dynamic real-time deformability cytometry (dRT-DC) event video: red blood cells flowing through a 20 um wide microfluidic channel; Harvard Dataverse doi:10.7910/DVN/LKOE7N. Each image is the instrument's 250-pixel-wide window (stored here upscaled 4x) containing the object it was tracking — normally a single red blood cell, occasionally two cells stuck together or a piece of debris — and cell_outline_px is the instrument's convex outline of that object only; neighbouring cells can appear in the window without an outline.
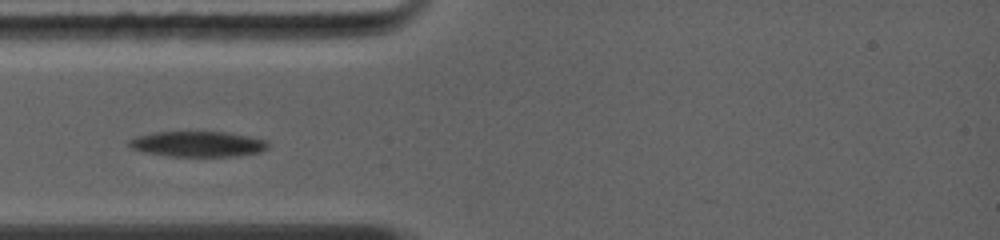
{"species": "common noctule bat (a hibernating species)", "species_latin": "Nyctalus noctula", "temperature_condition": "warm", "stored_images_in_passage": 6, "camera_frame_rate_fps": 5000, "um_per_image_px": 0.085, "animal": {"sex": "female", "body_mass_g": 19.0, "forearm_length_mm": 56.7}, "frame": {"image": 1, "passage_image": 2, "time_ms": 0.8, "image_size_px": [1000, 240], "cell_outline_px": [[268, 148], [260, 152], [232, 156], [168, 156], [144, 152], [132, 148], [128, 144], [128, 140], [136, 136], [152, 132], [232, 132], [268, 140]], "centroid_in_image_um": [16.82, 12.23], "position_along_channel_um": 68.2, "area_um2": 20.75}}
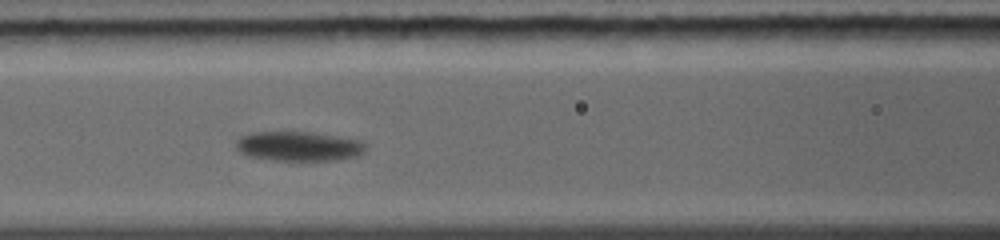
{"frame": {"image": 2, "passage_image": 4, "time_ms": 2.6, "image_size_px": [1000, 240], "cell_outline_px": [[368, 144], [364, 152], [356, 156], [340, 160], [272, 160], [248, 156], [240, 152], [236, 148], [236, 140], [240, 136], [252, 132], [308, 132], [336, 136], [360, 140]], "centroid_in_image_um": [25.39, 12.43], "position_along_channel_um": 141.2, "area_um2": 22.43}}
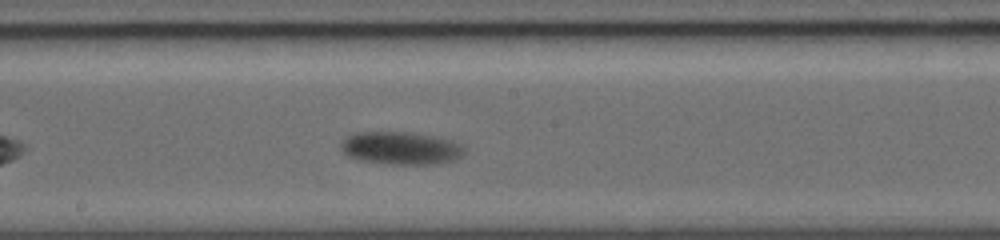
{"frame": {"image": 3, "passage_image": 6, "time_ms": 4.4, "image_size_px": [1000, 240], "cell_outline_px": [[464, 152], [456, 160], [428, 164], [384, 164], [356, 160], [348, 156], [340, 148], [340, 144], [348, 136], [356, 132], [408, 132], [432, 136], [452, 140], [460, 144], [464, 148]], "centroid_in_image_um": [34.03, 12.6], "position_along_channel_um": 214.2, "area_um2": 23.58}}